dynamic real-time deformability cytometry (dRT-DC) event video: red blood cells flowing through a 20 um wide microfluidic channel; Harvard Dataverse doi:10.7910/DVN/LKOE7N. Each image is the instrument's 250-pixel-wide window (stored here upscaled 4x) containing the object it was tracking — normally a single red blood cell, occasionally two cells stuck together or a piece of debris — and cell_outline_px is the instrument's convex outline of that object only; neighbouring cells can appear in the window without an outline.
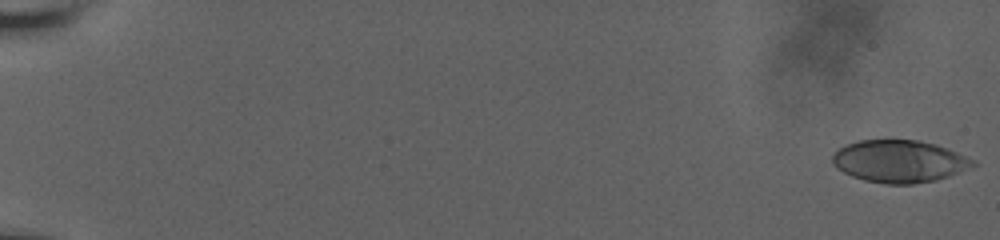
{"species": "human", "species_latin": "Homo sapiens", "temperature_condition": "room temperature", "stored_images_in_passage": 60, "camera_frame_rate_fps": 3000, "um_per_image_px": 0.085, "donor": {"sex": "male"}, "frame": {"image": 1, "passage_image": 1, "time_ms": 0.0, "image_size_px": [1000, 240], "cell_outline_px": [[976, 164], [948, 176], [936, 180], [912, 184], [888, 184], [864, 180], [852, 176], [836, 168], [832, 160], [832, 156], [840, 148], [848, 144], [860, 140], [888, 136], [892, 136], [916, 140], [936, 144], [976, 160]], "centroid_in_image_um": [76.41, 13.66], "position_along_channel_um": 8.6, "area_um2": 35.14}}
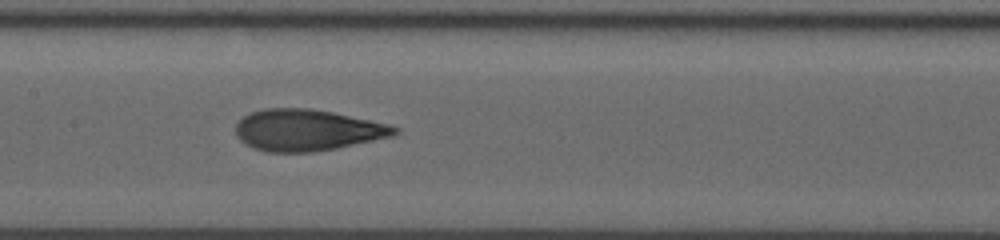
{"frame": {"image": 2, "passage_image": 33, "time_ms": 10.667, "image_size_px": [1000, 240], "cell_outline_px": [[400, 132], [392, 136], [336, 148], [312, 152], [268, 152], [244, 144], [236, 136], [236, 124], [244, 116], [252, 112], [264, 108], [308, 108], [332, 112], [388, 124], [400, 128]], "centroid_in_image_um": [26.1, 11.06], "position_along_channel_um": 181.3, "area_um2": 38.15}}
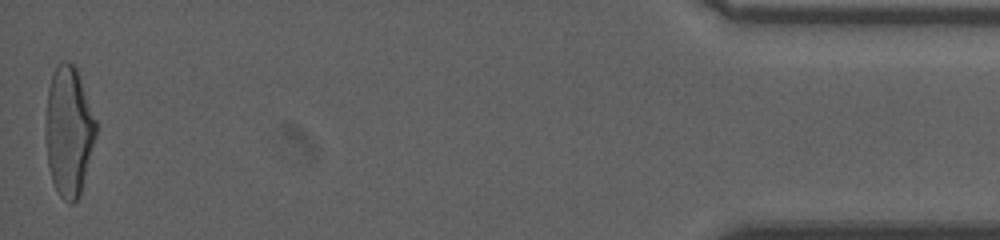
{"frame": {"image": 3, "passage_image": 60, "time_ms": 19.667, "image_size_px": [1000, 240], "cell_outline_px": [[96, 136], [80, 192], [76, 200], [72, 204], [68, 204], [60, 196], [52, 180], [48, 164], [44, 128], [48, 88], [56, 64], [60, 60], [68, 60], [76, 68], [96, 120]], "centroid_in_image_um": [5.82, 11.12], "position_along_channel_um": 429.4, "area_um2": 37.92}, "authors_computed_cell_mechanics": {"area_um2": 36.992, "velocity_mm_per_s": 3.6688, "shape_relaxation_time_tau1_ms": 5.7642, "shape_relaxation_time_tau2_ms": 1.3605, "deformation_change_tau1": 0.2145, "deformation_change_tau2": 0.0965}}